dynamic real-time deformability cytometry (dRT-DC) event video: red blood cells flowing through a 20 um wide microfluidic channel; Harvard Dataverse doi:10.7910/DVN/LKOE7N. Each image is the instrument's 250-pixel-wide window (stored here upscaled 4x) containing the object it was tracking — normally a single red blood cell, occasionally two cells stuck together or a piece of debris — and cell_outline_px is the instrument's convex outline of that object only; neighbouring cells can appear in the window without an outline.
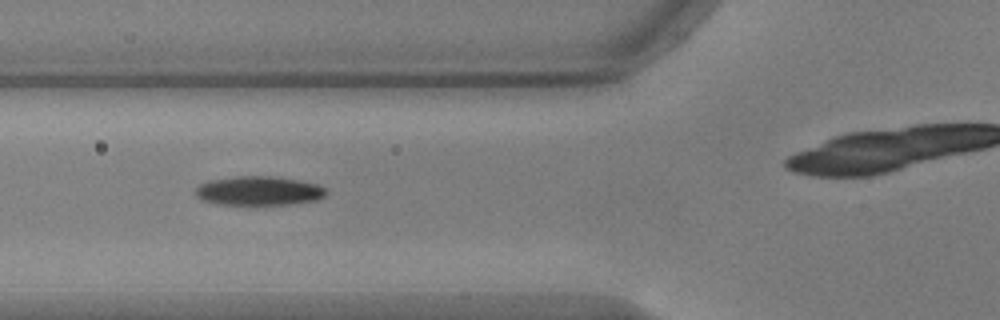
{"species": "common noctule bat (a hibernating species)", "species_latin": "Nyctalus noctula", "temperature_condition": "warm", "stored_images_in_passage": 30, "camera_frame_rate_fps": 3000, "um_per_image_px": 0.085, "animal": {"sex": "male", "body_mass_g": 17.9, "forearm_length_mm": 54.2}, "frame": {"image": 1, "passage_image": 6, "time_ms": 1.667, "image_size_px": [1000, 320], "cell_outline_px": [[328, 192], [324, 196], [316, 200], [288, 204], [220, 204], [204, 200], [196, 196], [196, 188], [200, 184], [208, 180], [236, 176], [276, 176], [300, 180], [320, 184]], "centroid_in_image_um": [22.03, 16.2], "position_along_channel_um": 103.8, "area_um2": 22.14}}
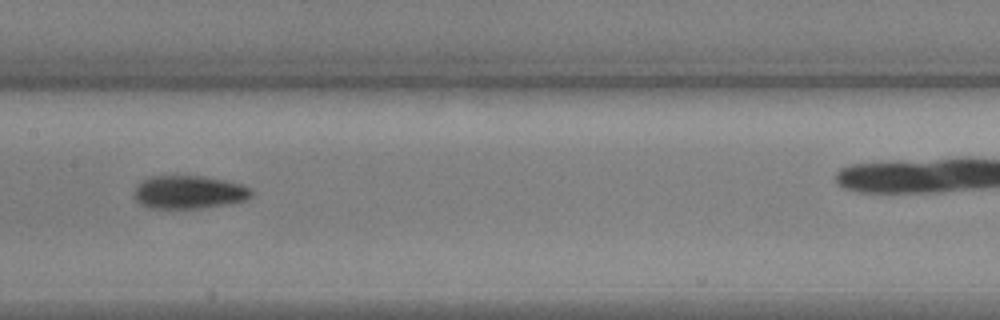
{"frame": {"image": 2, "passage_image": 13, "time_ms": 4.0, "image_size_px": [1000, 320], "cell_outline_px": [[252, 196], [244, 200], [232, 204], [204, 208], [152, 208], [140, 204], [136, 200], [136, 188], [144, 180], [152, 176], [204, 176], [224, 180], [240, 184], [252, 188]], "centroid_in_image_um": [16.13, 16.34], "position_along_channel_um": 191.3, "area_um2": 22.54}}
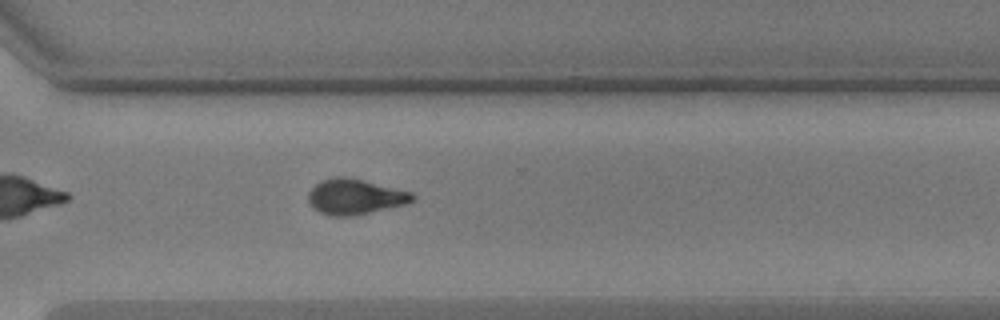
{"frame": {"image": 3, "passage_image": 25, "time_ms": 8.0, "image_size_px": [1000, 320], "cell_outline_px": [[416, 196], [408, 204], [352, 216], [332, 216], [320, 212], [312, 208], [308, 200], [308, 192], [320, 180], [336, 176], [348, 176], [412, 192]], "centroid_in_image_um": [30.17, 16.71], "position_along_channel_um": 340.4, "area_um2": 21.68}}